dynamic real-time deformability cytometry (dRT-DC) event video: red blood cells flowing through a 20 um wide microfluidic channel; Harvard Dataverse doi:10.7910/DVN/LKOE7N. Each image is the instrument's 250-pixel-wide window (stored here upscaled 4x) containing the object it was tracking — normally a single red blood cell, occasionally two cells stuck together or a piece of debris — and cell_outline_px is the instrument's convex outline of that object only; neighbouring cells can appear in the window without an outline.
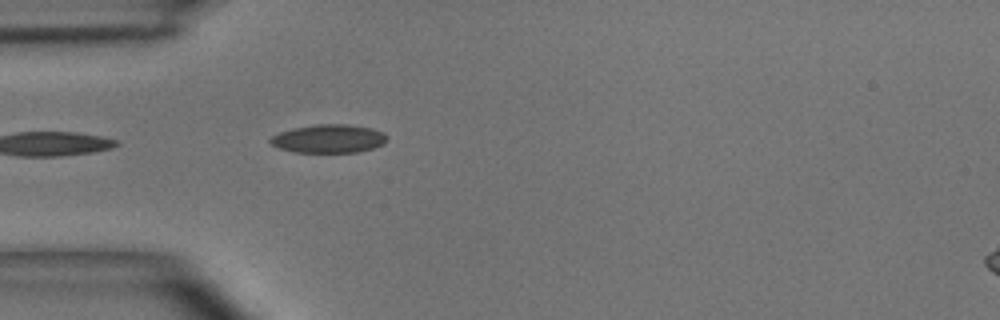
{"species": "common noctule bat (a hibernating species)", "species_latin": "Nyctalus noctula", "temperature_condition": "room temperature", "stored_images_in_passage": 1, "camera_frame_rate_fps": 3000, "um_per_image_px": 0.085, "animal": {"sex": "male", "body_mass_g": 15.6}, "frame": {"image": 1, "passage_image": 1, "time_ms": 0.0, "image_size_px": [1000, 320], "cell_outline_px": [[388, 140], [384, 144], [360, 152], [296, 152], [280, 148], [272, 144], [268, 140], [272, 136], [280, 132], [292, 128], [316, 124], [344, 124], [372, 128], [384, 132], [388, 136]], "centroid_in_image_um": [27.98, 11.78], "position_along_channel_um": 57.0, "area_um2": 19.36}}